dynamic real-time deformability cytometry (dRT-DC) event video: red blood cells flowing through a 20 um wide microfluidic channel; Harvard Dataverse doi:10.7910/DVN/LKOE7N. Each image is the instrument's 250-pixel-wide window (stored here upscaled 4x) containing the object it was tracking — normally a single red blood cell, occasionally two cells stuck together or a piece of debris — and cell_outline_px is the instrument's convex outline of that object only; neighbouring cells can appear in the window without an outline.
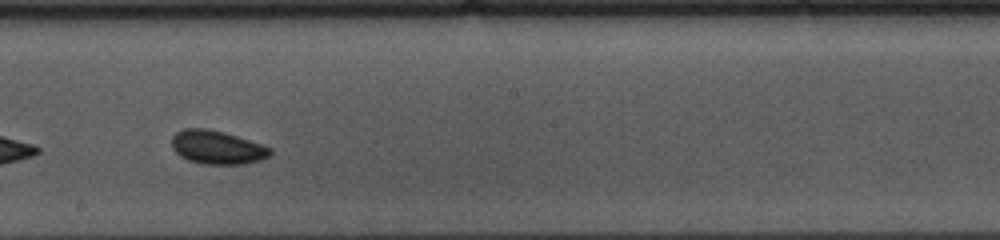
{"species": "common noctule bat (a hibernating species)", "species_latin": "Nyctalus noctula", "temperature_condition": "cold", "stored_images_in_passage": 39, "camera_frame_rate_fps": 3000, "um_per_image_px": 0.085, "animal": {"sex": "female", "body_mass_g": 10.0, "forearm_length_mm": 53.1}, "frame": {"image": 1, "passage_image": 23, "time_ms": 7.333, "image_size_px": [1000, 240], "cell_outline_px": [[272, 152], [268, 156], [260, 160], [244, 164], [204, 164], [188, 160], [180, 156], [172, 148], [172, 136], [176, 132], [184, 128], [208, 128], [224, 132], [272, 148]], "centroid_in_image_um": [18.43, 12.52], "position_along_channel_um": 229.8, "area_um2": 19.19}, "authors_computed_cell_mechanics": {"area_um2": 18.8428, "velocity_mm_per_s": 3.5815, "shape_relaxation_time_tau1_ms": null, "shape_relaxation_time_tau2_ms": 3.3093, "deformation_change_tau1": null, "deformation_change_tau2": 0.0496}}